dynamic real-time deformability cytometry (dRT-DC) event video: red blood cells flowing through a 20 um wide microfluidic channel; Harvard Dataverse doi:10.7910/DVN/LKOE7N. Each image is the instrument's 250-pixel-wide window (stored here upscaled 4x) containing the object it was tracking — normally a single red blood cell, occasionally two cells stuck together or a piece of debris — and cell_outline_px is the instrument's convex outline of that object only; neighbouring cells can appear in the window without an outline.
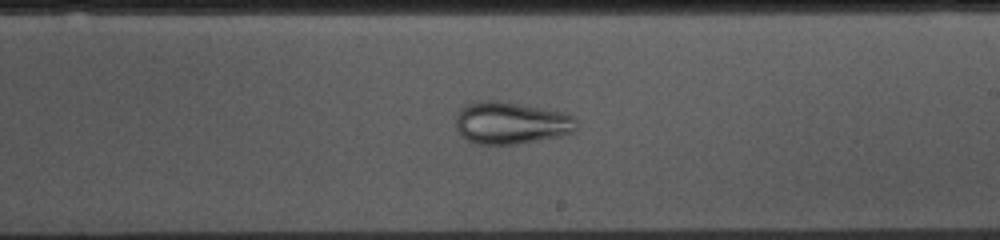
{"species": "common noctule bat (a hibernating species)", "species_latin": "Nyctalus noctula", "temperature_condition": "cold", "stored_images_in_passage": 53, "camera_frame_rate_fps": 3000, "um_per_image_px": 0.085, "animal": {"sex": "female", "body_mass_g": 10.0, "forearm_length_mm": 53.1}, "frame": {"image": 1, "passage_image": 30, "time_ms": 9.667, "image_size_px": [1000, 240], "cell_outline_px": [[580, 120], [576, 128], [572, 132], [560, 136], [516, 144], [480, 144], [468, 140], [456, 128], [456, 116], [464, 104], [480, 100], [492, 100], [564, 112], [576, 116]], "centroid_in_image_um": [43.47, 10.44], "position_along_channel_um": 245.5, "area_um2": 29.59}}
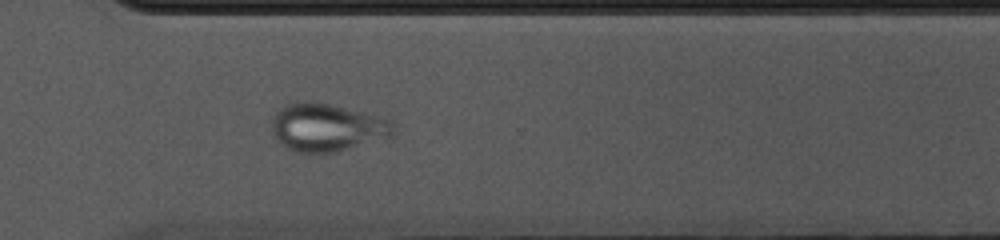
{"frame": {"image": 2, "passage_image": 38, "time_ms": 12.333, "image_size_px": [1000, 240], "cell_outline_px": [[396, 128], [392, 136], [336, 152], [300, 152], [288, 148], [280, 144], [272, 132], [272, 116], [284, 104], [292, 100], [312, 100], [332, 104], [388, 116], [392, 120]], "centroid_in_image_um": [27.83, 10.77], "position_along_channel_um": 342.8, "area_um2": 34.91}}
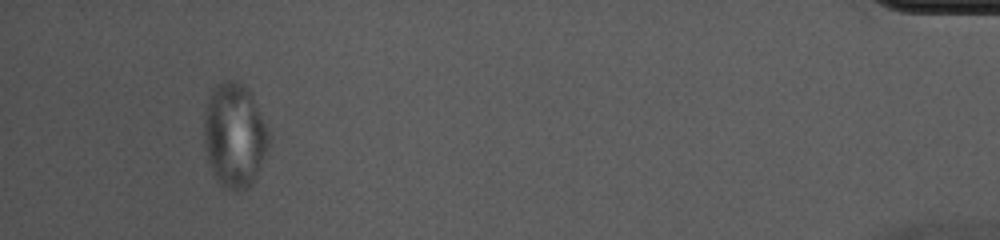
{"frame": {"image": 3, "passage_image": 50, "time_ms": 16.333, "image_size_px": [1000, 240], "cell_outline_px": [[268, 148], [256, 180], [248, 188], [240, 192], [228, 188], [220, 184], [212, 172], [208, 160], [204, 140], [204, 112], [208, 96], [216, 84], [224, 80], [240, 80], [252, 92], [268, 128]], "centroid_in_image_um": [19.94, 11.47], "position_along_channel_um": 415.3, "area_um2": 40.11}}